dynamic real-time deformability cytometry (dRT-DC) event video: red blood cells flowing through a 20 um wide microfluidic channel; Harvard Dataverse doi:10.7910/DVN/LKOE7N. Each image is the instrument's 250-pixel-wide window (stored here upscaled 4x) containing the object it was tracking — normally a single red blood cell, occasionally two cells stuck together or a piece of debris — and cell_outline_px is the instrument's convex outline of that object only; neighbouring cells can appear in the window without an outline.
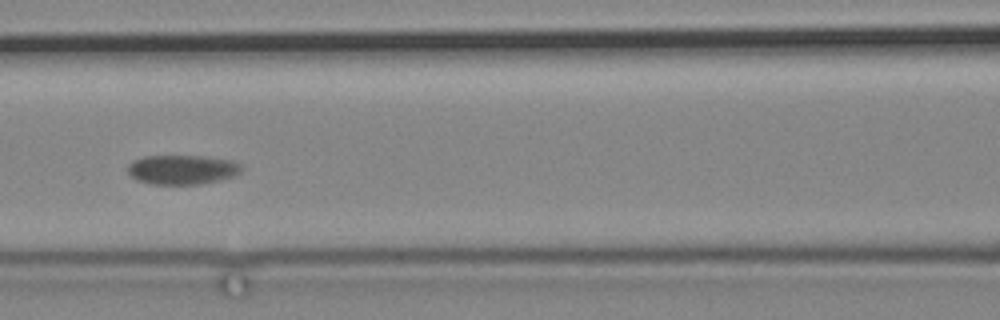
{"species": "common noctule bat (a hibernating species)", "species_latin": "Nyctalus noctula", "temperature_condition": "cold", "stored_images_in_passage": 14, "camera_frame_rate_fps": 3000, "um_per_image_px": 0.085, "animal": {"sex": "male", "body_mass_g": 19.2, "forearm_length_mm": 51.8}, "frame": {"image": 1, "passage_image": 10, "time_ms": 14.333, "image_size_px": [1000, 320], "cell_outline_px": [[244, 168], [240, 172], [232, 176], [220, 180], [200, 184], [152, 184], [136, 180], [128, 172], [128, 164], [132, 160], [144, 156], [204, 156], [232, 160], [240, 164]], "centroid_in_image_um": [15.48, 14.41], "position_along_channel_um": 151.1, "area_um2": 19.59}}
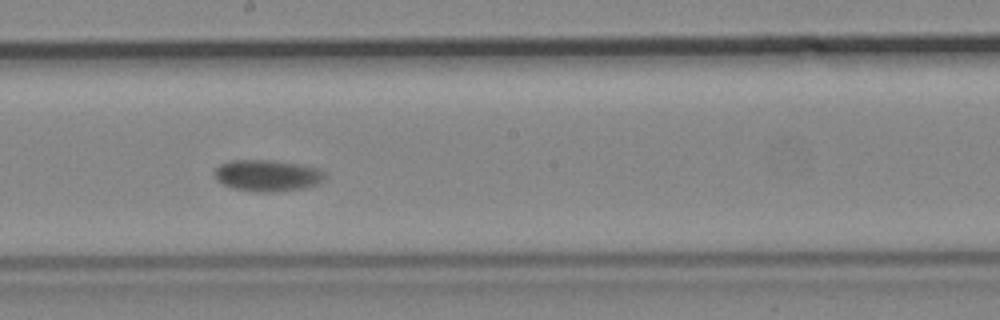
{"frame": {"image": 2, "passage_image": 12, "time_ms": 16.667, "image_size_px": [1000, 320], "cell_outline_px": [[324, 180], [316, 184], [304, 188], [272, 192], [256, 192], [232, 188], [216, 180], [216, 168], [220, 164], [228, 160], [272, 160], [320, 168], [324, 172]], "centroid_in_image_um": [22.72, 14.92], "position_along_channel_um": 225.5, "area_um2": 20.17}}
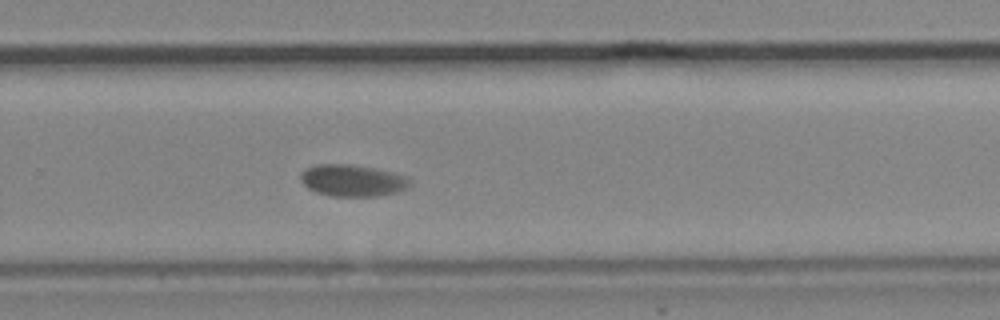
{"frame": {"image": 3, "passage_image": 14, "time_ms": 19.0, "image_size_px": [1000, 320], "cell_outline_px": [[412, 184], [396, 192], [376, 196], [332, 196], [316, 192], [308, 188], [300, 180], [300, 172], [316, 164], [348, 164], [372, 168], [392, 172], [404, 176]], "centroid_in_image_um": [29.9, 15.34], "position_along_channel_um": 299.9, "area_um2": 19.94}}